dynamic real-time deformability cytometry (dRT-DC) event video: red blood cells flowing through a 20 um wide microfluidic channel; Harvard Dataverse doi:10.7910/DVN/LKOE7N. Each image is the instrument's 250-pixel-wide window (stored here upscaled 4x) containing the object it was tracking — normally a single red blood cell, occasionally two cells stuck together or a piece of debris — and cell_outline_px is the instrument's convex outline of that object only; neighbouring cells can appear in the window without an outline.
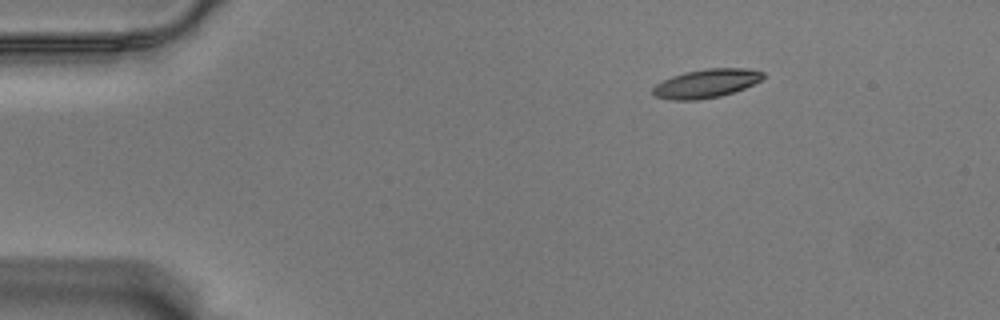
{"species": "Egyptian fruit bat (a non-hibernating species)", "species_latin": "Rousettus aegyptiacus", "temperature_condition": "warm", "stored_images_in_passage": 50, "camera_frame_rate_fps": 3000, "um_per_image_px": 0.085, "animal": {"sex": "male"}, "frame": {"image": 1, "passage_image": 1, "time_ms": 0.0, "image_size_px": [1000, 320], "cell_outline_px": [[764, 76], [760, 80], [744, 88], [720, 96], [696, 100], [672, 100], [652, 96], [652, 88], [656, 84], [672, 76], [684, 72], [704, 68], [748, 68], [764, 72]], "centroid_in_image_um": [59.99, 7.09], "position_along_channel_um": 25.0, "area_um2": 18.44}}
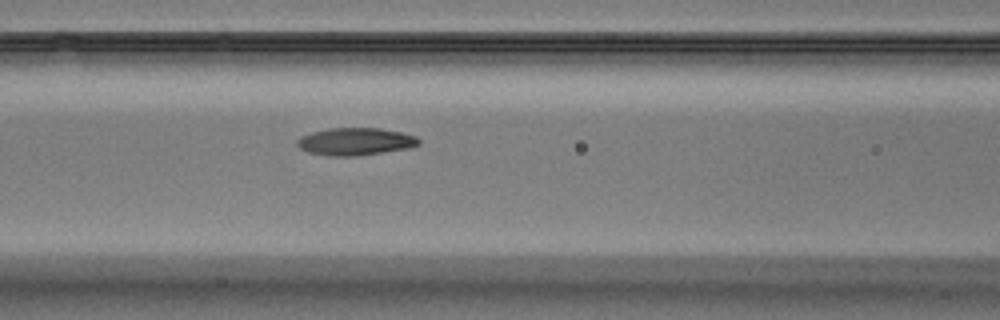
{"frame": {"image": 2, "passage_image": 17, "time_ms": 5.333, "image_size_px": [1000, 320], "cell_outline_px": [[420, 144], [408, 148], [356, 156], [328, 156], [308, 152], [300, 148], [296, 144], [296, 140], [300, 136], [312, 132], [328, 128], [380, 128], [400, 132], [416, 136], [420, 140]], "centroid_in_image_um": [30.18, 12.03], "position_along_channel_um": 136.4, "area_um2": 19.48}}
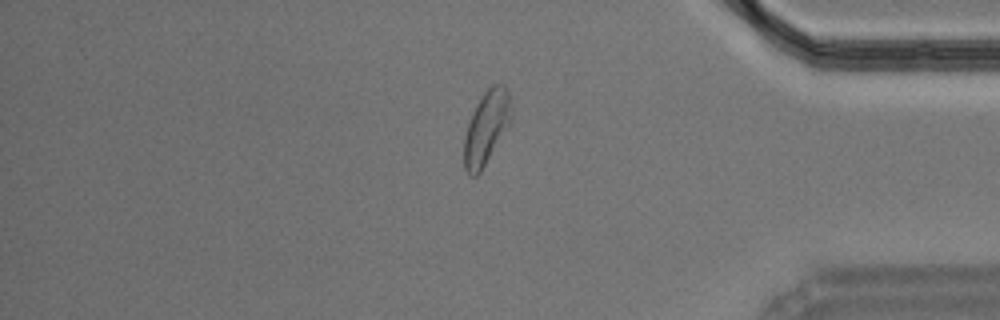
{"frame": {"image": 3, "passage_image": 41, "time_ms": 13.333, "image_size_px": [1000, 320], "cell_outline_px": [[512, 120], [480, 172], [476, 176], [468, 176], [464, 168], [464, 136], [472, 112], [476, 104], [484, 92], [492, 84], [504, 84], [508, 88], [512, 116]], "centroid_in_image_um": [41.34, 10.83], "position_along_channel_um": 393.9, "area_um2": 20.17}, "authors_computed_cell_mechanics": {"area_um2": 19.3919, "velocity_mm_per_s": 3.5149, "shape_relaxation_time_tau1_ms": 5.0948, "shape_relaxation_time_tau2_ms": 3.2023, "deformation_change_tau1": 0.1659, "deformation_change_tau2": 0.0909}}